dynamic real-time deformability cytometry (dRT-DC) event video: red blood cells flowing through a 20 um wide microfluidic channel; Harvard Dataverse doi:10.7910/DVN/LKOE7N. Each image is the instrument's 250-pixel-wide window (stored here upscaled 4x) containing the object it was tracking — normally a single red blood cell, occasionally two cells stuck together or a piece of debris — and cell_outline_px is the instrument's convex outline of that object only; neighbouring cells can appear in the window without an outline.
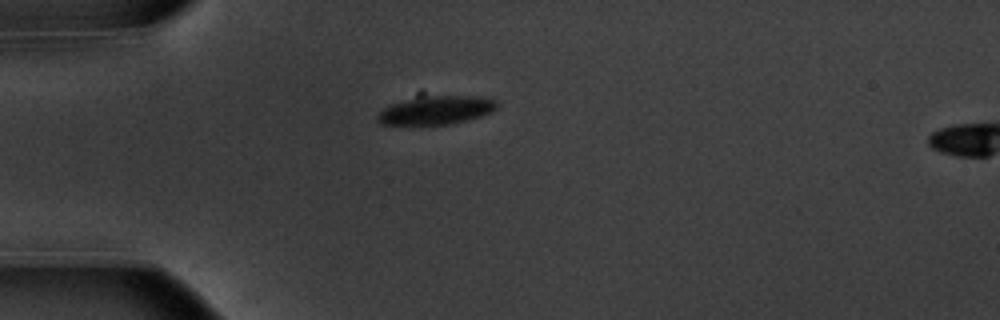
{"species": "common noctule bat (a hibernating species)", "species_latin": "Nyctalus noctula", "temperature_condition": "warm", "stored_images_in_passage": 3, "camera_frame_rate_fps": 3000, "um_per_image_px": 0.085, "animal": {"sex": "male", "body_mass_g": 20.1, "forearm_length_mm": 53.5}, "frame": {"image": 1, "passage_image": 1, "time_ms": 0.0, "image_size_px": [1000, 320], "cell_outline_px": [[500, 104], [496, 108], [480, 116], [448, 124], [380, 124], [376, 120], [376, 116], [384, 108], [416, 92], [420, 92], [480, 96], [496, 100]], "centroid_in_image_um": [37.02, 9.27], "position_along_channel_um": 48.0, "area_um2": 20.92}}